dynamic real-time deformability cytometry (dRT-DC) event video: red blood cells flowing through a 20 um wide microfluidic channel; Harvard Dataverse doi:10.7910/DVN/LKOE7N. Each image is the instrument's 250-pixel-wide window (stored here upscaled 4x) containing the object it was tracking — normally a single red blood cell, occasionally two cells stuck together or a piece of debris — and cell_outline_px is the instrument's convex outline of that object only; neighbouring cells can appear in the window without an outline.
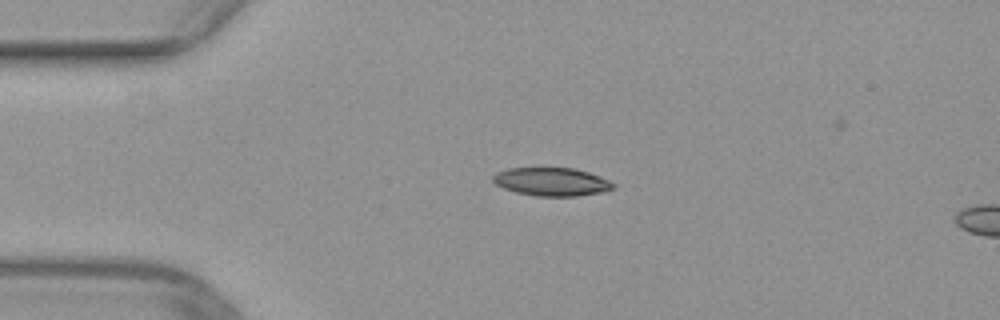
{"species": "common noctule bat (a hibernating species)", "species_latin": "Nyctalus noctula", "temperature_condition": "warm", "stored_images_in_passage": 15, "camera_frame_rate_fps": 3000, "um_per_image_px": 0.085, "animal": {"sex": "female", "body_mass_g": 29.2, "forearm_length_mm": 56.3}, "frame": {"image": 1, "passage_image": 11, "time_ms": 3.333, "image_size_px": [1000, 320], "cell_outline_px": [[616, 184], [612, 188], [604, 192], [576, 196], [536, 196], [516, 192], [504, 188], [496, 184], [492, 180], [492, 176], [496, 172], [508, 168], [572, 168], [588, 172], [600, 176]], "centroid_in_image_um": [46.88, 15.45], "position_along_channel_um": 38.1, "area_um2": 19.77}}